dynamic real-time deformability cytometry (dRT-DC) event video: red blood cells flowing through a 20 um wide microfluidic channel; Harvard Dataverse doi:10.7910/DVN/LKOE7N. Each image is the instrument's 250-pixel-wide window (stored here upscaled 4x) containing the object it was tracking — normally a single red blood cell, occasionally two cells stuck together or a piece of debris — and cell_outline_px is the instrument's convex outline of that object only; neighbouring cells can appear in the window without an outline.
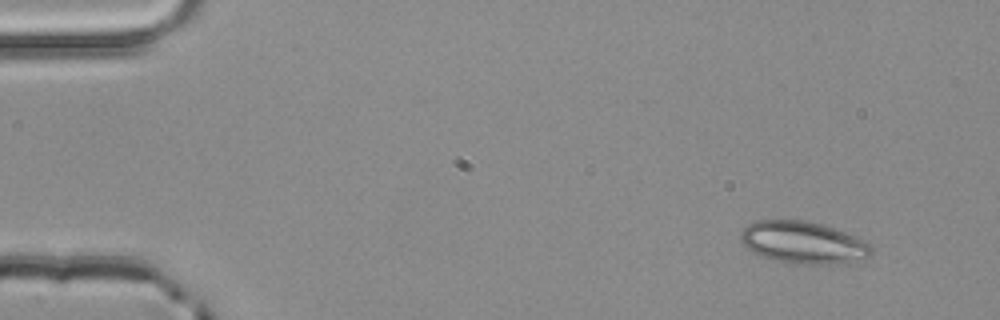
{"species": "common noctule bat (a hibernating species)", "species_latin": "Nyctalus noctula", "temperature_condition": "room temperature", "stored_images_in_passage": 3, "camera_frame_rate_fps": 3000, "um_per_image_px": 0.085, "animal": {"sex": "male", "body_mass_g": 20.4}, "frame": {"image": 1, "passage_image": 1, "time_ms": 0.0, "image_size_px": [1000, 320], "cell_outline_px": [[872, 252], [868, 256], [840, 264], [788, 264], [768, 260], [752, 252], [740, 240], [740, 232], [748, 224], [756, 220], [804, 220], [820, 224], [844, 232], [864, 240], [872, 248]], "centroid_in_image_um": [68.2, 20.63], "position_along_channel_um": 16.8, "area_um2": 32.19}}